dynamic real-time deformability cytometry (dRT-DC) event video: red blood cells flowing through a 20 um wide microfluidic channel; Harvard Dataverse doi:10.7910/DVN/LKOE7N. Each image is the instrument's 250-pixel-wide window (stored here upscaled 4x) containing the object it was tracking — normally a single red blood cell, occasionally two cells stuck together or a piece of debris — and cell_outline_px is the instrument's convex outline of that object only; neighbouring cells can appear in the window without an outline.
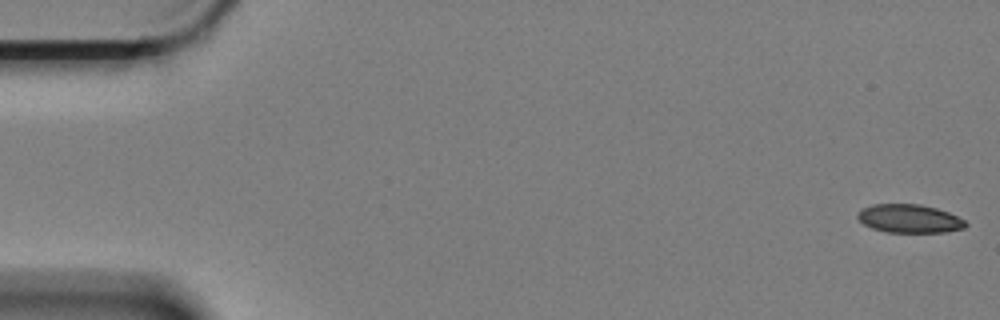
{"species": "Egyptian fruit bat (a non-hibernating species)", "species_latin": "Rousettus aegyptiacus", "temperature_condition": "cold", "stored_images_in_passage": 17, "camera_frame_rate_fps": 3000, "um_per_image_px": 0.085, "animal": {"sex": "female"}, "frame": {"image": 1, "passage_image": 1, "time_ms": 0.0, "image_size_px": [1000, 320], "cell_outline_px": [[968, 224], [964, 228], [948, 232], [888, 232], [872, 228], [864, 224], [856, 216], [864, 208], [872, 204], [920, 204], [936, 208], [948, 212], [964, 220]], "centroid_in_image_um": [77.32, 18.58], "position_along_channel_um": 7.7, "area_um2": 17.74}}